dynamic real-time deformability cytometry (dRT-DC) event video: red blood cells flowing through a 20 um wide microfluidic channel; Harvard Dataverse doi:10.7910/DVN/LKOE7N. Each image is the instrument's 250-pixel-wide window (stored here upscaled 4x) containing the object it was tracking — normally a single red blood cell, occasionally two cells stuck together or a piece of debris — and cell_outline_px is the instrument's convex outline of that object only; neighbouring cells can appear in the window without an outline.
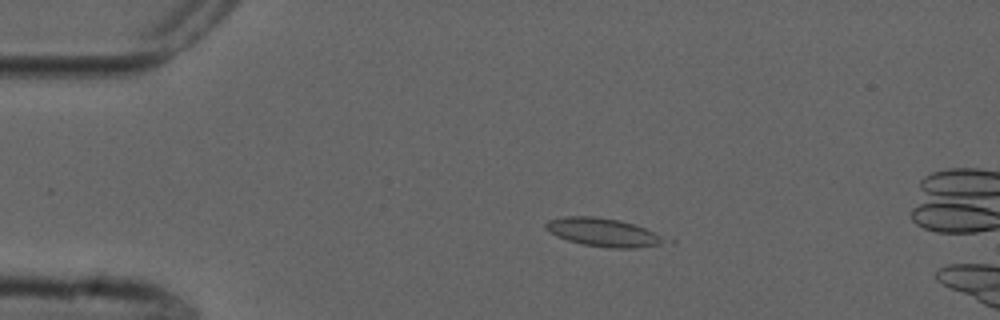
{"species": "common noctule bat (a hibernating species)", "species_latin": "Nyctalus noctula", "temperature_condition": "cold", "stored_images_in_passage": 6, "camera_frame_rate_fps": 3000, "um_per_image_px": 0.085, "animal": {"sex": "male", "forearm_length_mm": 52.5}, "frame": {"image": 1, "passage_image": 3, "time_ms": 2.333, "image_size_px": [1000, 320], "cell_outline_px": [[676, 240], [660, 244], [636, 248], [608, 248], [584, 244], [568, 240], [556, 236], [544, 228], [544, 224], [548, 220], [564, 216], [596, 216], [620, 220], [636, 224]], "centroid_in_image_um": [51.36, 19.74], "position_along_channel_um": 33.6, "area_um2": 20.11}}
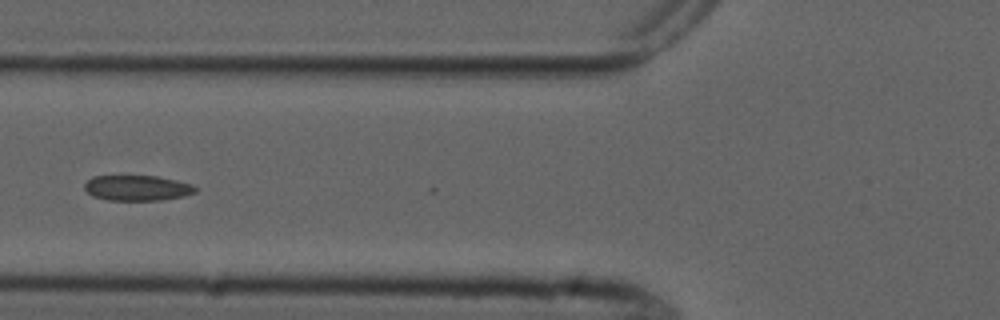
{"frame": {"image": 2, "passage_image": 6, "time_ms": 5.667, "image_size_px": [1000, 320], "cell_outline_px": [[196, 192], [184, 196], [160, 200], [108, 200], [92, 196], [84, 188], [84, 184], [92, 176], [156, 176], [176, 180], [192, 184], [196, 188]], "centroid_in_image_um": [11.65, 15.98], "position_along_channel_um": 114.1, "area_um2": 16.36}}